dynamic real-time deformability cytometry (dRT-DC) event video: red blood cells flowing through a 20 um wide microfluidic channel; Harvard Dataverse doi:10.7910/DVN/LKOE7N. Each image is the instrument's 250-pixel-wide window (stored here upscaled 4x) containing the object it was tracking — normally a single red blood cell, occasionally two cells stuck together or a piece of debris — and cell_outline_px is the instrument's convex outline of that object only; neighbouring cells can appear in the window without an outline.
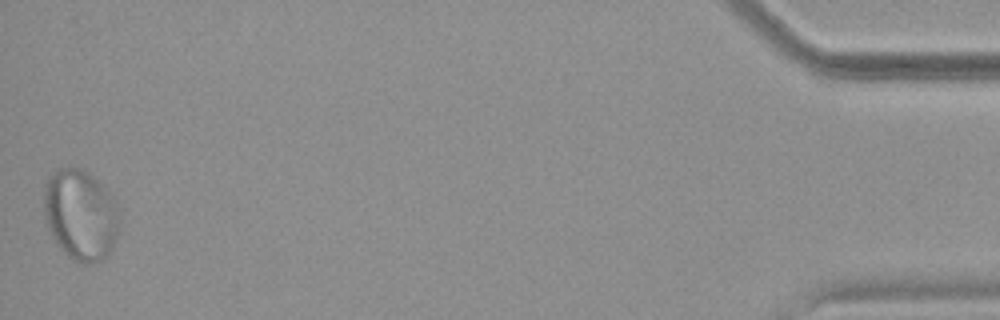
{"species": "common noctule bat (a hibernating species)", "species_latin": "Nyctalus noctula", "temperature_condition": "warm", "stored_images_in_passage": 43, "camera_frame_rate_fps": 3000, "um_per_image_px": 0.085, "animal": {"sex": "female", "body_mass_g": 18.4}, "frame": {"image": 1, "passage_image": 43, "time_ms": 14.0, "image_size_px": [1000, 320], "cell_outline_px": [[120, 212], [116, 236], [112, 248], [100, 260], [88, 264], [76, 264], [56, 244], [48, 228], [44, 216], [44, 184], [60, 168], [68, 164], [80, 168], [88, 172], [112, 196]], "centroid_in_image_um": [6.82, 18.26], "position_along_channel_um": 428.4, "area_um2": 40.0}}